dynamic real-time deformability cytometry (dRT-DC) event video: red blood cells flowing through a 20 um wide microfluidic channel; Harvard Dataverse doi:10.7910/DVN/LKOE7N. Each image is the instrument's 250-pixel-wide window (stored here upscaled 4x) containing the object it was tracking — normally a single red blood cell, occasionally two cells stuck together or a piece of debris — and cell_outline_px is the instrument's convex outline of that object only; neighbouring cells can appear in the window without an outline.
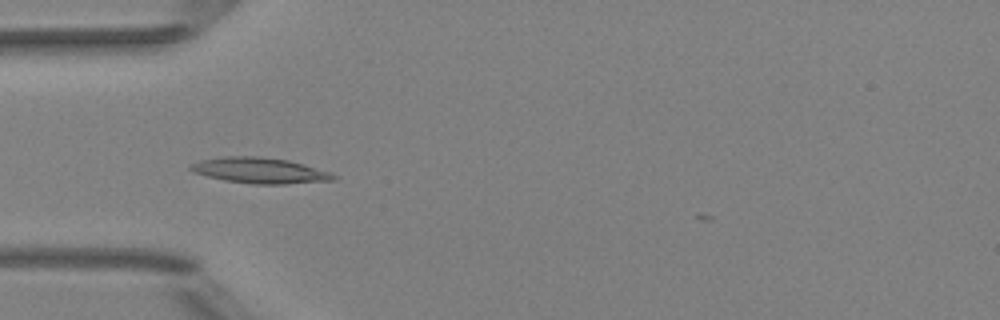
{"species": "Egyptian fruit bat (a non-hibernating species)", "species_latin": "Rousettus aegyptiacus", "temperature_condition": "room temperature", "stored_images_in_passage": 37, "camera_frame_rate_fps": 3000, "um_per_image_px": 0.085, "animal": {"sex": "female"}, "frame": {"image": 1, "passage_image": 5, "time_ms": 1.333, "image_size_px": [1000, 320], "cell_outline_px": [[336, 180], [284, 184], [252, 184], [224, 180], [192, 172], [188, 168], [192, 164], [200, 160], [224, 156], [256, 156], [288, 160], [304, 164], [328, 172], [336, 176]], "centroid_in_image_um": [22.06, 14.49], "position_along_channel_um": 62.9, "area_um2": 21.27}}
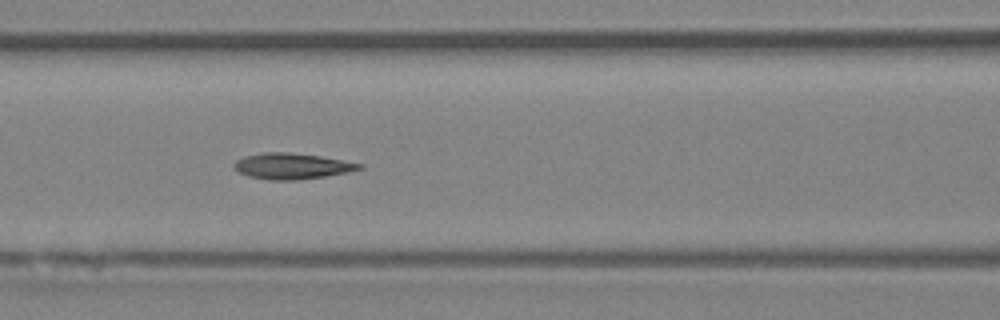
{"frame": {"image": 2, "passage_image": 11, "time_ms": 3.333, "image_size_px": [1000, 320], "cell_outline_px": [[364, 168], [348, 172], [300, 180], [268, 180], [248, 176], [232, 168], [232, 164], [236, 160], [244, 156], [264, 152], [288, 152], [320, 156], [364, 164]], "centroid_in_image_um": [24.79, 14.12], "position_along_channel_um": 141.8, "area_um2": 19.02}}
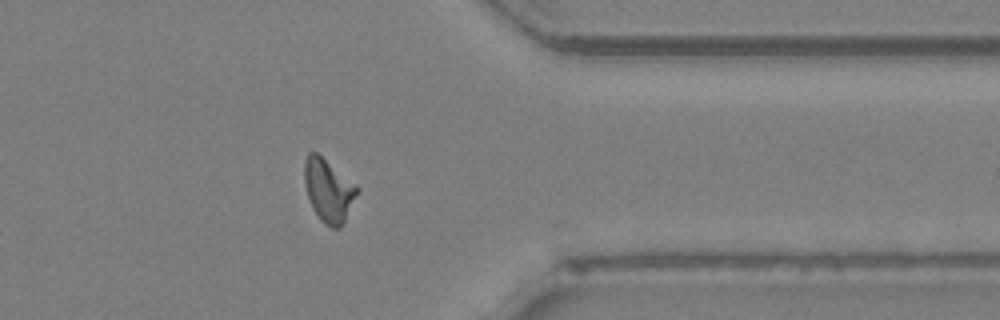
{"frame": {"image": 3, "passage_image": 30, "time_ms": 9.667, "image_size_px": [1000, 320], "cell_outline_px": [[360, 188], [340, 228], [332, 228], [324, 224], [320, 220], [312, 208], [308, 196], [304, 180], [304, 160], [308, 152], [316, 152], [356, 184]], "centroid_in_image_um": [27.91, 16.18], "position_along_channel_um": 383.5, "area_um2": 19.13}, "authors_computed_cell_mechanics": {"area_um2": 18.496, "velocity_mm_per_s": 4.0095, "shape_relaxation_time_tau1_ms": 4.8401, "shape_relaxation_time_tau2_ms": 1.7499, "deformation_change_tau1": 0.1556, "deformation_change_tau2": 0.073}}